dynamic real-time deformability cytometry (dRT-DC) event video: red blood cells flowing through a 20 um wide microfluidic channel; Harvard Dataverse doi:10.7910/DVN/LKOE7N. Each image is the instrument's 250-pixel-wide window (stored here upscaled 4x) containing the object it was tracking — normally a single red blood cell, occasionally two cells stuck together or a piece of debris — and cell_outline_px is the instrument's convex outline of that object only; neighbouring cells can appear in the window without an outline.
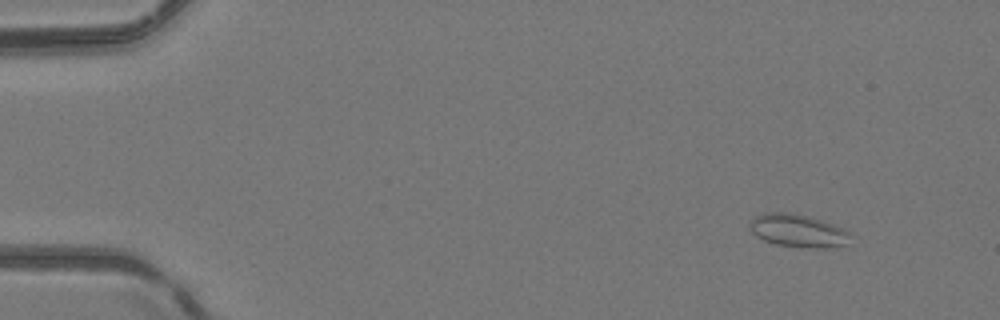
{"species": "common noctule bat (a hibernating species)", "species_latin": "Nyctalus noctula", "temperature_condition": "room temperature", "stored_images_in_passage": 51, "camera_frame_rate_fps": 3000, "um_per_image_px": 0.085, "animal": {"sex": "female", "body_mass_g": 24.6, "forearm_length_mm": 56.2}, "frame": {"image": 1, "passage_image": 6, "time_ms": 1.667, "image_size_px": [1000, 320], "cell_outline_px": [[848, 232], [844, 244], [816, 248], [776, 244], [764, 240], [756, 236], [752, 232], [748, 224], [752, 216], [768, 212], [792, 212], [808, 216], [832, 224]], "centroid_in_image_um": [67.68, 19.57], "position_along_channel_um": 17.3, "area_um2": 18.73}}
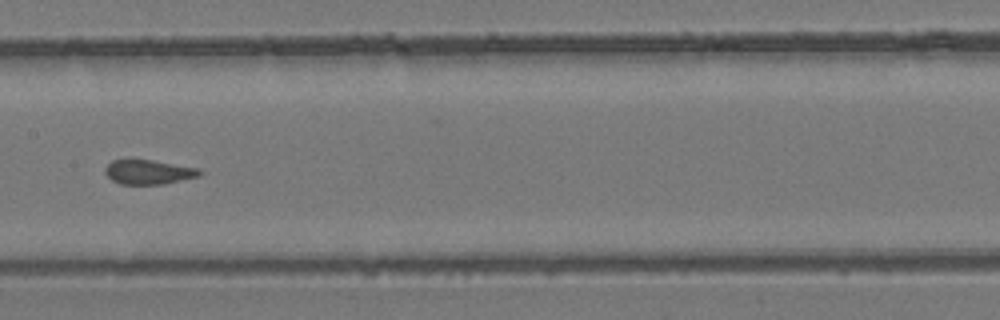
{"frame": {"image": 2, "passage_image": 27, "time_ms": 8.667, "image_size_px": [1000, 320], "cell_outline_px": [[204, 172], [200, 176], [164, 184], [120, 184], [112, 180], [104, 172], [104, 168], [112, 160], [128, 156], [132, 156], [196, 168]], "centroid_in_image_um": [12.56, 14.57], "position_along_channel_um": 194.8, "area_um2": 14.05}}
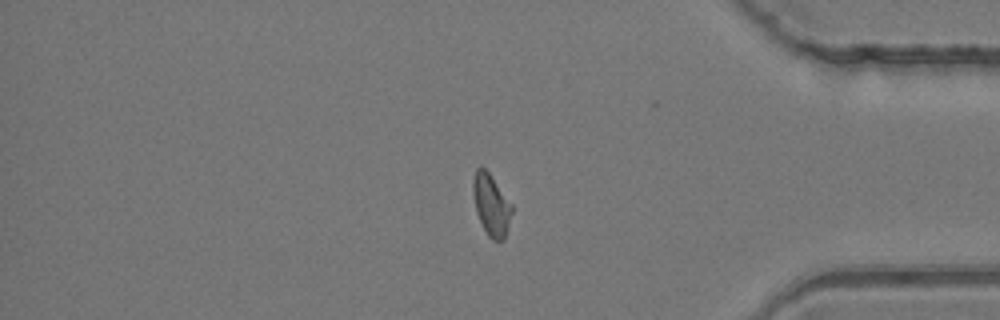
{"frame": {"image": 3, "passage_image": 43, "time_ms": 14.0, "image_size_px": [1000, 320], "cell_outline_px": [[512, 212], [504, 240], [492, 240], [488, 236], [476, 212], [472, 192], [472, 180], [476, 168], [484, 168], [488, 172], [512, 204]], "centroid_in_image_um": [41.74, 17.41], "position_along_channel_um": 393.5, "area_um2": 13.76}}